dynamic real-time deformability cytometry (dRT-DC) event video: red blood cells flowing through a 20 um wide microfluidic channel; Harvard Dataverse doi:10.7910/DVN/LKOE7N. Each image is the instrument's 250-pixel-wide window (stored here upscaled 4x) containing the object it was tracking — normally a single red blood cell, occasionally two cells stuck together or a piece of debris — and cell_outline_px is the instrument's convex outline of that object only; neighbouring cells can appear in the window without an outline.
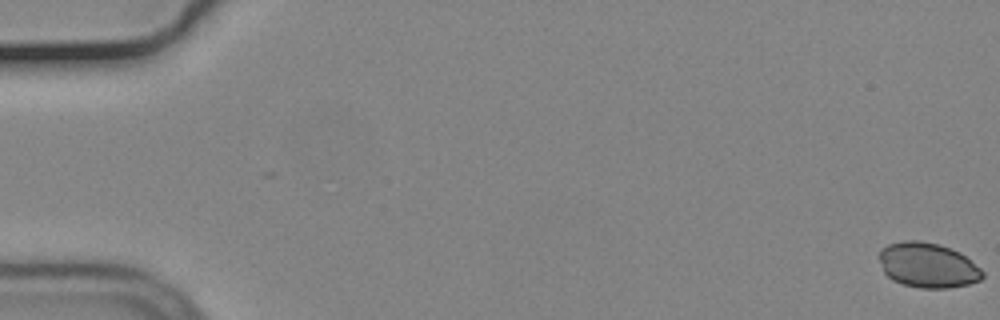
{"species": "common noctule bat (a hibernating species)", "species_latin": "Nyctalus noctula", "temperature_condition": "cold", "stored_images_in_passage": 57, "camera_frame_rate_fps": 3000, "um_per_image_px": 0.085, "animal": {"sex": "male", "body_mass_g": 19.2, "forearm_length_mm": 51.8}, "frame": {"image": 1, "passage_image": 1, "time_ms": 0.0, "image_size_px": [1000, 320], "cell_outline_px": [[984, 276], [980, 280], [968, 284], [948, 288], [920, 288], [904, 284], [892, 280], [884, 272], [880, 260], [880, 248], [888, 244], [904, 240], [920, 240], [940, 244], [960, 252], [980, 268], [984, 272]], "centroid_in_image_um": [78.86, 22.53], "position_along_channel_um": 6.1, "area_um2": 27.11}}
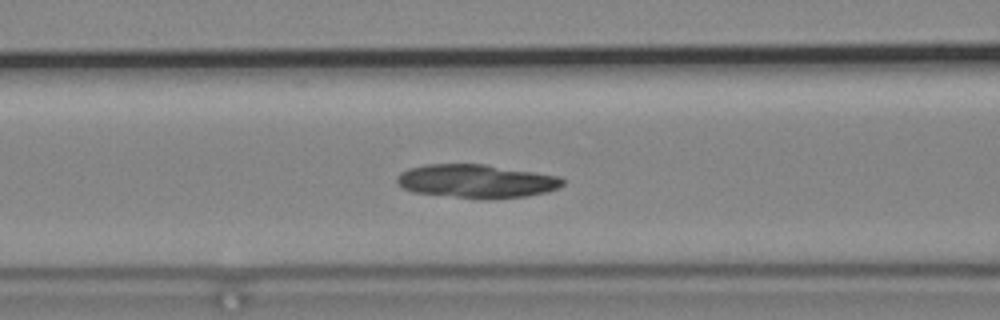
{"frame": {"image": 2, "passage_image": 24, "time_ms": 7.667, "image_size_px": [1000, 320], "cell_outline_px": [[564, 184], [560, 188], [548, 192], [528, 196], [456, 196], [412, 192], [404, 188], [396, 180], [396, 176], [400, 172], [408, 168], [424, 164], [484, 164], [560, 176], [564, 180]], "centroid_in_image_um": [40.49, 15.35], "position_along_channel_um": 126.1, "area_um2": 31.5}}
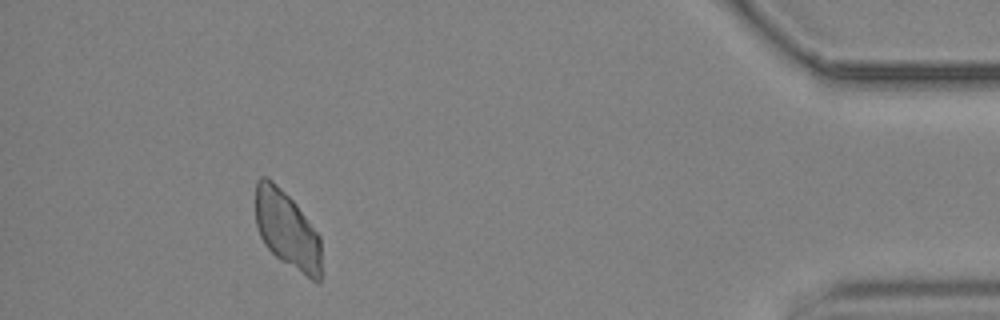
{"frame": {"image": 3, "passage_image": 52, "time_ms": 17.0, "image_size_px": [1000, 320], "cell_outline_px": [[320, 284], [316, 284], [280, 260], [264, 244], [256, 228], [256, 180], [260, 176], [268, 176], [296, 204], [320, 236]], "centroid_in_image_um": [24.39, 19.55], "position_along_channel_um": 410.8, "area_um2": 29.82}}